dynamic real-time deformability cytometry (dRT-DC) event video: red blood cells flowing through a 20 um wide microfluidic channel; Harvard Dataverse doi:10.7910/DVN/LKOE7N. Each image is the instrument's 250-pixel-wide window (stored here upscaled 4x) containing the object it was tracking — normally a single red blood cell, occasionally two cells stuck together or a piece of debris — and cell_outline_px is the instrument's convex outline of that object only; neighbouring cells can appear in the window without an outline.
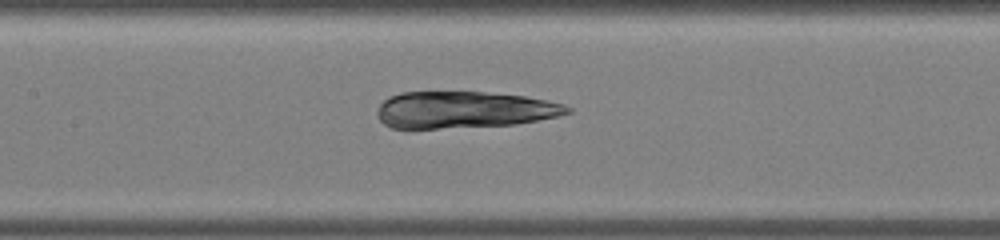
{"species": "common noctule bat (a hibernating species)", "species_latin": "Nyctalus noctula", "temperature_condition": "warm", "stored_images_in_passage": 36, "camera_frame_rate_fps": 3000, "um_per_image_px": 0.085, "animal": {"sex": "male", "body_mass_g": 19.0, "forearm_length_mm": 50.8}, "frame": {"image": 1, "passage_image": 17, "time_ms": 5.333, "image_size_px": [1000, 240], "cell_outline_px": [[572, 112], [560, 116], [516, 124], [436, 128], [392, 128], [384, 124], [376, 116], [376, 112], [380, 104], [388, 96], [404, 92], [484, 92], [524, 96], [564, 104], [572, 108]], "centroid_in_image_um": [39.43, 9.33], "position_along_channel_um": 168.0, "area_um2": 40.63}}
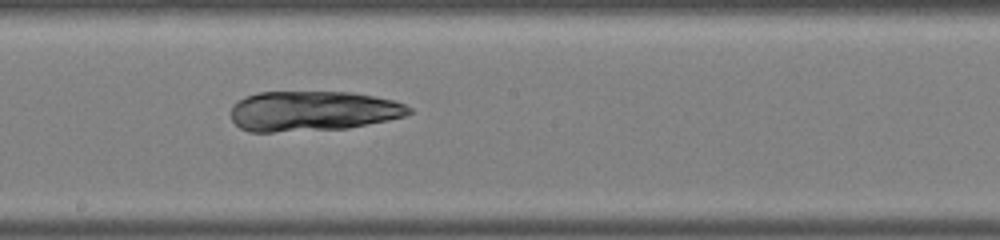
{"frame": {"image": 2, "passage_image": 20, "time_ms": 6.333, "image_size_px": [1000, 240], "cell_outline_px": [[412, 112], [404, 116], [388, 120], [348, 128], [272, 132], [248, 132], [240, 128], [232, 120], [232, 104], [244, 96], [260, 92], [352, 92], [376, 96], [392, 100], [404, 104], [412, 108]], "centroid_in_image_um": [26.56, 9.44], "position_along_channel_um": 221.6, "area_um2": 41.73}}